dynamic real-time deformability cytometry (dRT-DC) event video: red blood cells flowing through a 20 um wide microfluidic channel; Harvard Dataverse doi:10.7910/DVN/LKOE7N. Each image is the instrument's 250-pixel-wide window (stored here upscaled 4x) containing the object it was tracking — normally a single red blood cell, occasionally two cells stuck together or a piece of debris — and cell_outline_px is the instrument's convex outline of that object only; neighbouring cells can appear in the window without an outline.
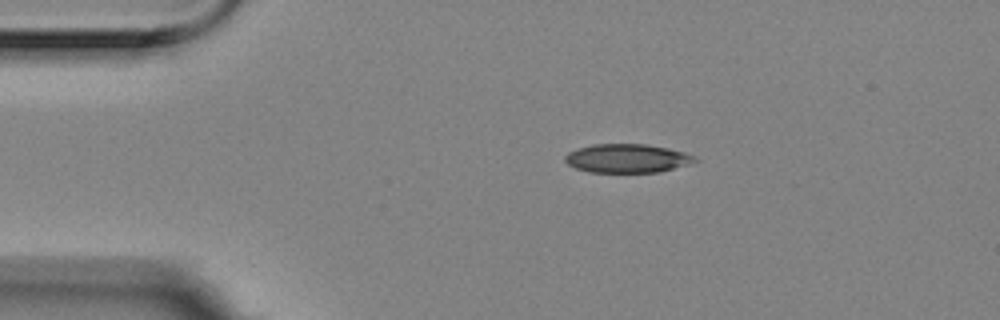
{"species": "Egyptian fruit bat (a non-hibernating species)", "species_latin": "Rousettus aegyptiacus", "temperature_condition": "room temperature", "stored_images_in_passage": 3, "camera_frame_rate_fps": 3000, "um_per_image_px": 0.085, "animal": {"sex": "female"}, "frame": {"image": 1, "passage_image": 1, "time_ms": 0.0, "image_size_px": [1000, 320], "cell_outline_px": [[700, 160], [688, 164], [660, 172], [588, 172], [576, 168], [568, 164], [564, 160], [564, 156], [568, 152], [576, 148], [592, 144], [644, 144], [668, 148], [684, 152], [696, 156]], "centroid_in_image_um": [53.3, 13.45], "position_along_channel_um": 31.7, "area_um2": 21.85}}
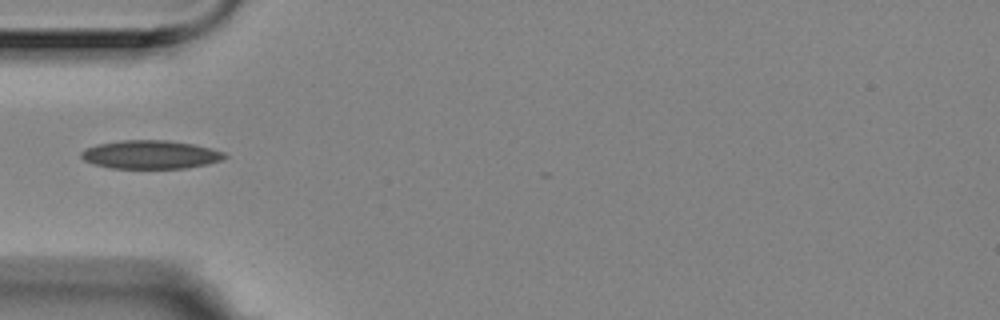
{"frame": {"image": 2, "passage_image": 3, "time_ms": 0.667, "image_size_px": [1000, 320], "cell_outline_px": [[228, 156], [220, 160], [208, 164], [184, 168], [112, 168], [92, 164], [84, 160], [80, 156], [80, 152], [84, 148], [96, 144], [120, 140], [168, 140], [196, 144], [212, 148], [224, 152]], "centroid_in_image_um": [12.77, 13.13], "position_along_channel_um": 72.2, "area_um2": 24.04}}